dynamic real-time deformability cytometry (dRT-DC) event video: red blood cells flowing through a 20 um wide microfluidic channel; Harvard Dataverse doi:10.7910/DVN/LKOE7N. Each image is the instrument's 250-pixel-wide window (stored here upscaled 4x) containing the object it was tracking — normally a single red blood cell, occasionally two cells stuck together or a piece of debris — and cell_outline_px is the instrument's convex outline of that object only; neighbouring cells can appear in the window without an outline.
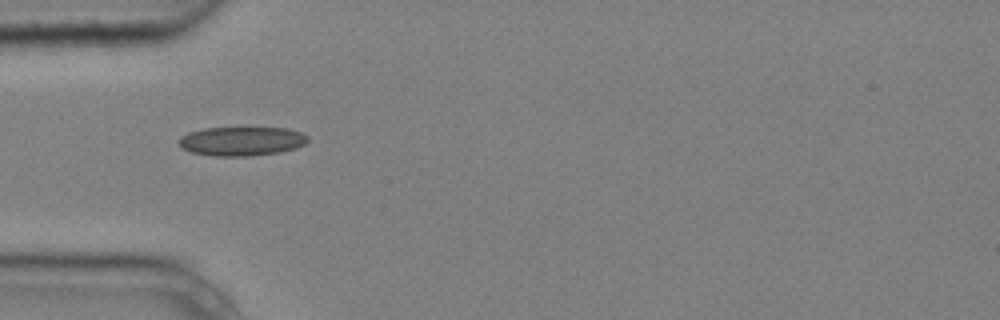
{"species": "common noctule bat (a hibernating species)", "species_latin": "Nyctalus noctula", "temperature_condition": "cold", "stored_images_in_passage": 5, "camera_frame_rate_fps": 3000, "um_per_image_px": 0.085, "animal": {"sex": "male", "body_mass_g": 20.4}, "frame": {"image": 1, "passage_image": 5, "time_ms": 1.333, "image_size_px": [1000, 320], "cell_outline_px": [[308, 140], [304, 144], [296, 148], [280, 152], [252, 156], [212, 156], [192, 152], [180, 148], [176, 140], [180, 136], [188, 132], [204, 128], [288, 128], [300, 132], [308, 136]], "centroid_in_image_um": [20.49, 12.0], "position_along_channel_um": 64.5, "area_um2": 22.08}}